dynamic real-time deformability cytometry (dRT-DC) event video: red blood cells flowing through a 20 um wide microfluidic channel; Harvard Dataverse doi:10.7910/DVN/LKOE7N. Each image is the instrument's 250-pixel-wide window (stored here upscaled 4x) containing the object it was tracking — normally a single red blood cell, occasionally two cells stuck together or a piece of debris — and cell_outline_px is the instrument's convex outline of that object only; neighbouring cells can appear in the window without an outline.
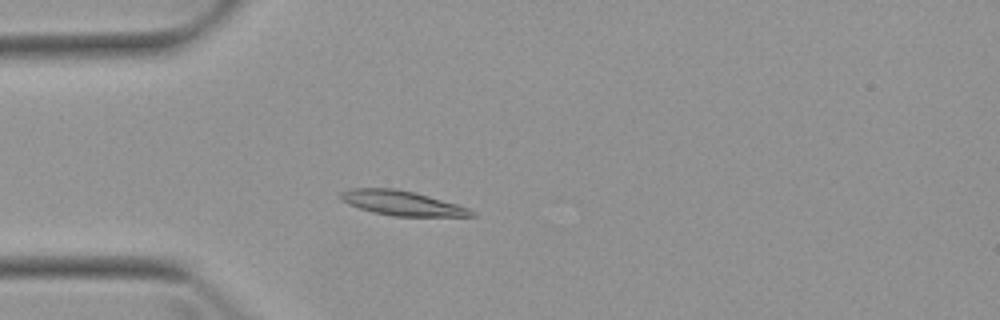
{"species": "Egyptian fruit bat (a non-hibernating species)", "species_latin": "Rousettus aegyptiacus", "temperature_condition": "warm", "stored_images_in_passage": 4, "camera_frame_rate_fps": 3000, "um_per_image_px": 0.085, "animal": {"sex": "female"}, "frame": {"image": 1, "passage_image": 4, "time_ms": 3.667, "image_size_px": [1000, 320], "cell_outline_px": [[476, 216], [392, 216], [372, 212], [348, 204], [340, 200], [340, 192], [352, 188], [392, 188], [416, 192], [456, 204], [468, 208], [476, 212]], "centroid_in_image_um": [34.15, 17.26], "position_along_channel_um": 50.9, "area_um2": 18.79}}